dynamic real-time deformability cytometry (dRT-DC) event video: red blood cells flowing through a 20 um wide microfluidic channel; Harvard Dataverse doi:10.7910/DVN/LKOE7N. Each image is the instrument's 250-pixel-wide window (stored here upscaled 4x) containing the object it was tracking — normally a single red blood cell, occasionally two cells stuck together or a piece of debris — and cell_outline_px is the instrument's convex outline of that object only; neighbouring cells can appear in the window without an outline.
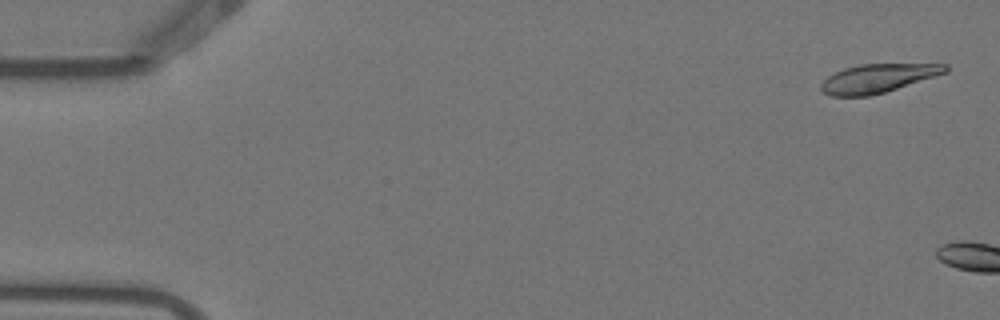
{"species": "Egyptian fruit bat (a non-hibernating species)", "species_latin": "Rousettus aegyptiacus", "temperature_condition": "warm", "stored_images_in_passage": 2, "camera_frame_rate_fps": 3000, "um_per_image_px": 0.085, "animal": {"sex": "female"}, "frame": {"image": 1, "passage_image": 1, "time_ms": 0.0, "image_size_px": [1000, 320], "cell_outline_px": [[948, 72], [884, 92], [868, 96], [828, 96], [820, 88], [820, 84], [828, 76], [844, 68], [860, 64], [948, 64]], "centroid_in_image_um": [74.6, 6.65], "position_along_channel_um": 10.4, "area_um2": 20.58}}